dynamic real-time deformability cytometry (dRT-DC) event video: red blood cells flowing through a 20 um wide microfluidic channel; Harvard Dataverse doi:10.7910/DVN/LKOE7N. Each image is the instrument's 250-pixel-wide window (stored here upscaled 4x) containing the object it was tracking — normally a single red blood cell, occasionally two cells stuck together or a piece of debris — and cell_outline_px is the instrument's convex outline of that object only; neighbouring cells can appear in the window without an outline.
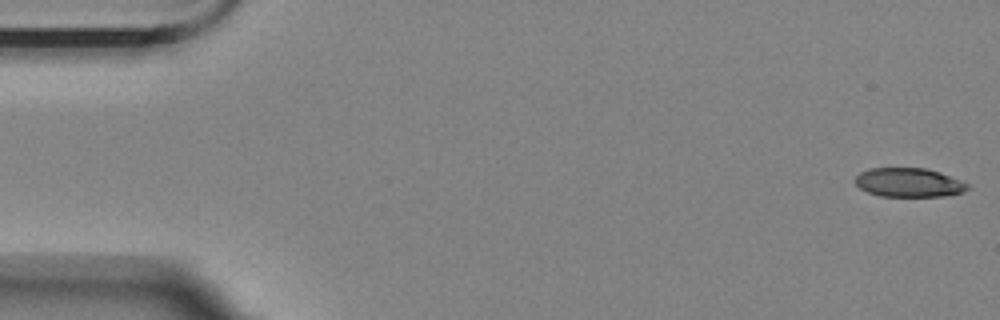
{"species": "Egyptian fruit bat (a non-hibernating species)", "species_latin": "Rousettus aegyptiacus", "temperature_condition": "room temperature", "stored_images_in_passage": 5, "camera_frame_rate_fps": 3000, "um_per_image_px": 0.085, "animal": {"sex": "female"}, "frame": {"image": 1, "passage_image": 1, "time_ms": 0.0, "image_size_px": [1000, 320], "cell_outline_px": [[968, 188], [960, 192], [944, 196], [880, 196], [868, 192], [860, 188], [856, 184], [856, 176], [860, 172], [872, 168], [924, 168], [940, 172], [960, 180], [968, 184]], "centroid_in_image_um": [77.23, 15.51], "position_along_channel_um": 7.8, "area_um2": 18.73}}